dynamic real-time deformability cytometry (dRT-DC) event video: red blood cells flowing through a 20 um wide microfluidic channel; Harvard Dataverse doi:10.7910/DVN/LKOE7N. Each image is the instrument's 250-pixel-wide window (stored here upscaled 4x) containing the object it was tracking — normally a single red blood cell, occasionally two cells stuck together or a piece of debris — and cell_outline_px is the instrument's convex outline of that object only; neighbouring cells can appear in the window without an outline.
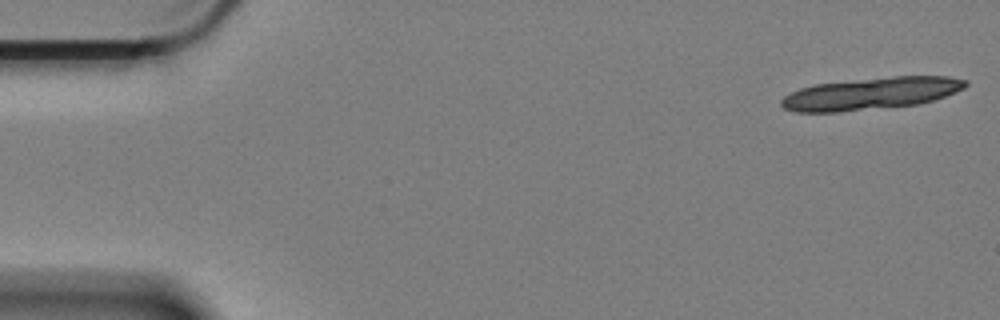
{"species": "Egyptian fruit bat (a non-hibernating species)", "species_latin": "Rousettus aegyptiacus", "temperature_condition": "cold", "stored_images_in_passage": 19, "camera_frame_rate_fps": 3000, "um_per_image_px": 0.085, "animal": {"sex": "female"}, "frame": {"image": 1, "passage_image": 1, "time_ms": 0.0, "image_size_px": [1000, 320], "cell_outline_px": [[968, 84], [964, 88], [956, 92], [920, 104], [840, 112], [796, 112], [784, 108], [780, 104], [780, 100], [784, 96], [800, 88], [816, 84], [892, 76], [948, 76], [968, 80]], "centroid_in_image_um": [74.04, 7.95], "position_along_channel_um": 11.0, "area_um2": 34.45}}